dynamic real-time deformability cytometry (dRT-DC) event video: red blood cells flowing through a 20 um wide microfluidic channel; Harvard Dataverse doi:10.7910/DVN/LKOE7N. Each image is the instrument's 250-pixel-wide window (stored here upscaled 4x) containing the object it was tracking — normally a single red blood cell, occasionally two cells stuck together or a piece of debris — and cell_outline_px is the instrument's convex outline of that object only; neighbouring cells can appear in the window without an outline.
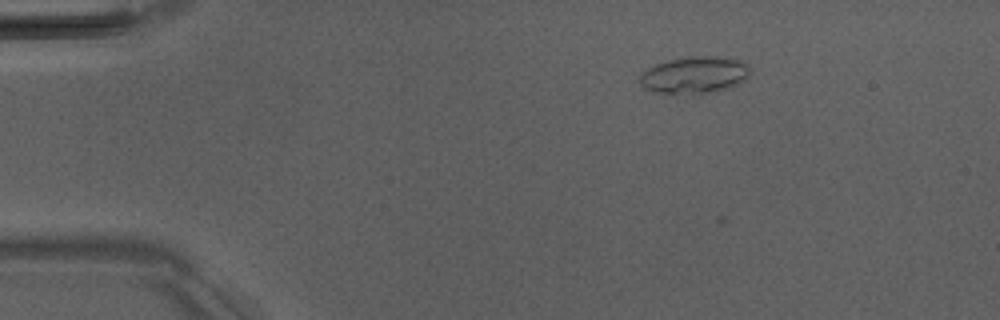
{"species": "Egyptian fruit bat (a non-hibernating species)", "species_latin": "Rousettus aegyptiacus", "temperature_condition": "room temperature", "stored_images_in_passage": 4, "camera_frame_rate_fps": 3000, "um_per_image_px": 0.085, "animal": {"sex": "male"}, "frame": {"image": 1, "passage_image": 2, "time_ms": 1.333, "image_size_px": [1000, 320], "cell_outline_px": [[748, 76], [744, 80], [728, 88], [692, 96], [676, 96], [652, 92], [644, 88], [640, 84], [640, 72], [656, 64], [668, 60], [692, 56], [704, 56], [744, 60], [748, 68]], "centroid_in_image_um": [58.95, 6.42], "position_along_channel_um": 26.1, "area_um2": 24.22}}